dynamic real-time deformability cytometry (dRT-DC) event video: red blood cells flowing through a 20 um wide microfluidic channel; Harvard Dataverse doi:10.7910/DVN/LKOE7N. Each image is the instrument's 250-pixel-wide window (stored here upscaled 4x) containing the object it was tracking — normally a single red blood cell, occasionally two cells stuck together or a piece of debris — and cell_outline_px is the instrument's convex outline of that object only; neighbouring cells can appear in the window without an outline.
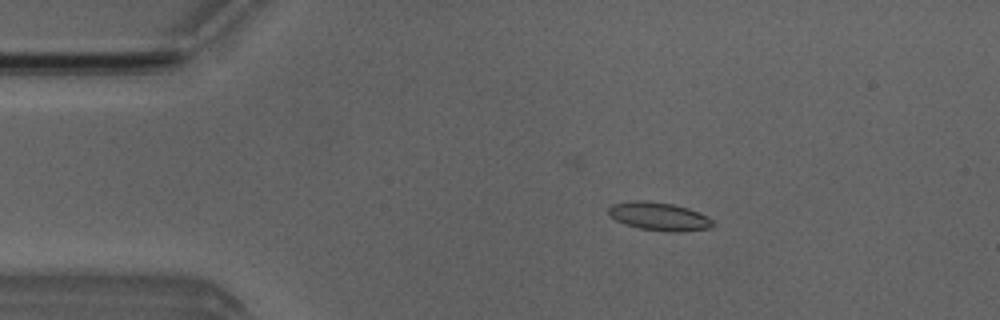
{"species": "Egyptian fruit bat (a non-hibernating species)", "species_latin": "Rousettus aegyptiacus", "temperature_condition": "room temperature", "stored_images_in_passage": 50, "camera_frame_rate_fps": 3000, "um_per_image_px": 0.085, "animal": {"sex": "male"}, "frame": {"image": 1, "passage_image": 8, "time_ms": 2.333, "image_size_px": [1000, 320], "cell_outline_px": [[712, 228], [672, 232], [668, 232], [640, 228], [624, 224], [616, 220], [608, 212], [608, 208], [612, 204], [632, 200], [644, 200], [672, 204], [688, 208], [700, 212], [708, 216], [712, 220]], "centroid_in_image_um": [56.02, 18.38], "position_along_channel_um": 29.0, "area_um2": 17.11}}
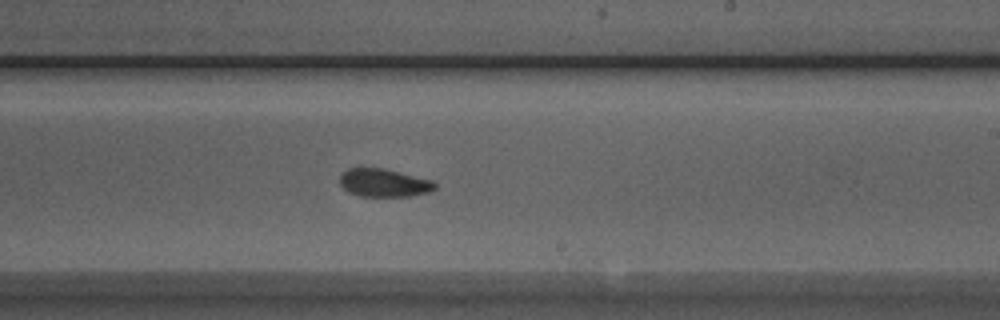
{"frame": {"image": 2, "passage_image": 29, "time_ms": 9.333, "image_size_px": [1000, 320], "cell_outline_px": [[436, 188], [428, 192], [408, 196], [360, 196], [348, 192], [340, 184], [340, 176], [348, 168], [384, 168], [432, 180], [436, 184]], "centroid_in_image_um": [32.62, 15.54], "position_along_channel_um": 256.4, "area_um2": 15.43}}
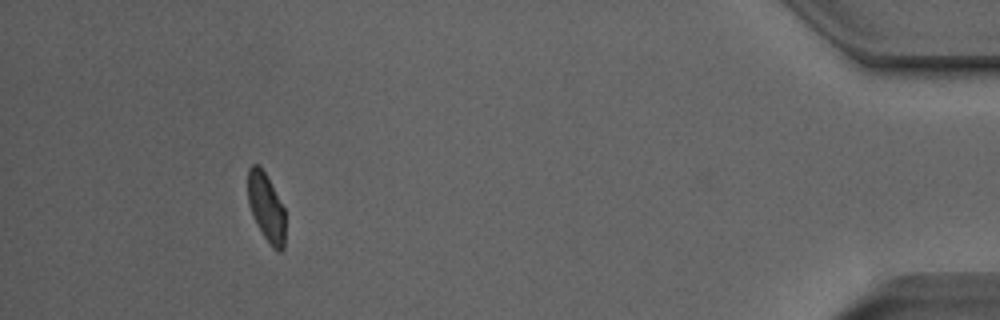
{"frame": {"image": 3, "passage_image": 46, "time_ms": 15.0, "image_size_px": [1000, 320], "cell_outline_px": [[284, 248], [280, 252], [276, 252], [272, 248], [256, 224], [248, 204], [248, 168], [252, 164], [260, 164], [284, 208]], "centroid_in_image_um": [22.61, 17.63], "position_along_channel_um": 412.6, "area_um2": 14.85}, "authors_computed_cell_mechanics": {"area_um2": 16.0684, "velocity_mm_per_s": 3.9754, "shape_relaxation_time_tau1_ms": 10.0213, "shape_relaxation_time_tau2_ms": 2.0164, "deformation_change_tau1": 0.2076, "deformation_change_tau2": 0.0709}}